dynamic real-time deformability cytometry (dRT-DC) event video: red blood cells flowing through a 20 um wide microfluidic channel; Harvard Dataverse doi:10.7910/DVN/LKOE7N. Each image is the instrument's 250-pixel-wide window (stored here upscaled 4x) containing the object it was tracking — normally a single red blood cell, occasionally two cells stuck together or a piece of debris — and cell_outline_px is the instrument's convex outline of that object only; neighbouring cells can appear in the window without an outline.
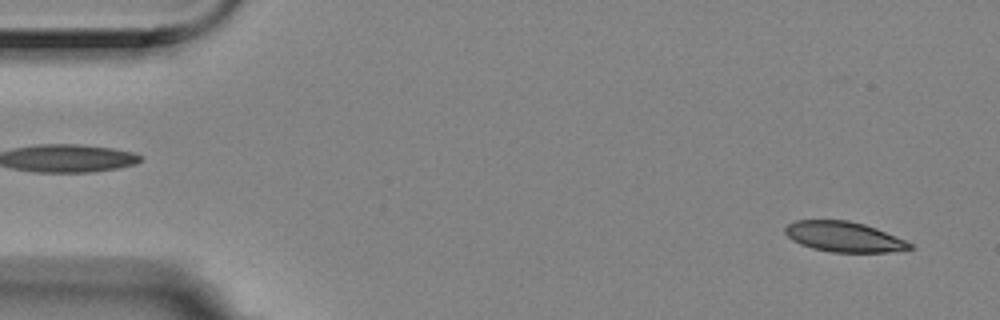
{"species": "Egyptian fruit bat (a non-hibernating species)", "species_latin": "Rousettus aegyptiacus", "temperature_condition": "room temperature", "stored_images_in_passage": 3, "segment_of_instrument_passage": [2, 2], "camera_frame_rate_fps": 3000, "um_per_image_px": 0.085, "animal": {"sex": "female"}, "frame": {"image": 1, "passage_image": 3, "time_ms": 0.667, "image_size_px": [1000, 320], "cell_outline_px": [[916, 248], [888, 252], [832, 252], [812, 248], [800, 244], [792, 240], [784, 232], [784, 228], [788, 224], [796, 220], [848, 220], [864, 224], [876, 228], [904, 240], [912, 244]], "centroid_in_image_um": [71.72, 20.12], "position_along_channel_um": 13.3, "area_um2": 21.91}}